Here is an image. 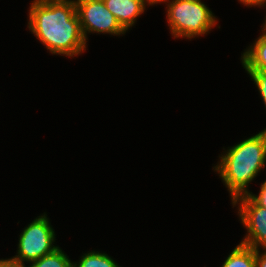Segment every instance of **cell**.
Here are the masks:
<instances>
[{
	"instance_id": "obj_1",
	"label": "cell",
	"mask_w": 266,
	"mask_h": 267,
	"mask_svg": "<svg viewBox=\"0 0 266 267\" xmlns=\"http://www.w3.org/2000/svg\"><path fill=\"white\" fill-rule=\"evenodd\" d=\"M28 28L52 54L73 57L86 51L74 0H33Z\"/></svg>"
},
{
	"instance_id": "obj_2",
	"label": "cell",
	"mask_w": 266,
	"mask_h": 267,
	"mask_svg": "<svg viewBox=\"0 0 266 267\" xmlns=\"http://www.w3.org/2000/svg\"><path fill=\"white\" fill-rule=\"evenodd\" d=\"M213 167L231 195V200L249 194L248 185L265 168L266 131L228 147Z\"/></svg>"
},
{
	"instance_id": "obj_3",
	"label": "cell",
	"mask_w": 266,
	"mask_h": 267,
	"mask_svg": "<svg viewBox=\"0 0 266 267\" xmlns=\"http://www.w3.org/2000/svg\"><path fill=\"white\" fill-rule=\"evenodd\" d=\"M164 3H167L168 26L175 38L192 39L207 34L216 26L215 15L201 0H167Z\"/></svg>"
},
{
	"instance_id": "obj_4",
	"label": "cell",
	"mask_w": 266,
	"mask_h": 267,
	"mask_svg": "<svg viewBox=\"0 0 266 267\" xmlns=\"http://www.w3.org/2000/svg\"><path fill=\"white\" fill-rule=\"evenodd\" d=\"M17 254L11 257L20 262L31 263L54 252L55 231L44 213L36 217L19 235Z\"/></svg>"
},
{
	"instance_id": "obj_5",
	"label": "cell",
	"mask_w": 266,
	"mask_h": 267,
	"mask_svg": "<svg viewBox=\"0 0 266 267\" xmlns=\"http://www.w3.org/2000/svg\"><path fill=\"white\" fill-rule=\"evenodd\" d=\"M81 31L86 42L88 33L123 35L125 30L107 9L103 0H74ZM88 32V33H87Z\"/></svg>"
},
{
	"instance_id": "obj_6",
	"label": "cell",
	"mask_w": 266,
	"mask_h": 267,
	"mask_svg": "<svg viewBox=\"0 0 266 267\" xmlns=\"http://www.w3.org/2000/svg\"><path fill=\"white\" fill-rule=\"evenodd\" d=\"M231 202L233 207L238 205L240 222L247 230L240 243L254 249H266V208L258 205L248 194Z\"/></svg>"
},
{
	"instance_id": "obj_7",
	"label": "cell",
	"mask_w": 266,
	"mask_h": 267,
	"mask_svg": "<svg viewBox=\"0 0 266 267\" xmlns=\"http://www.w3.org/2000/svg\"><path fill=\"white\" fill-rule=\"evenodd\" d=\"M103 2L126 32L134 26L137 17L142 15L147 7L144 0H103Z\"/></svg>"
},
{
	"instance_id": "obj_8",
	"label": "cell",
	"mask_w": 266,
	"mask_h": 267,
	"mask_svg": "<svg viewBox=\"0 0 266 267\" xmlns=\"http://www.w3.org/2000/svg\"><path fill=\"white\" fill-rule=\"evenodd\" d=\"M241 55V63L245 70L266 72V35L262 32Z\"/></svg>"
},
{
	"instance_id": "obj_9",
	"label": "cell",
	"mask_w": 266,
	"mask_h": 267,
	"mask_svg": "<svg viewBox=\"0 0 266 267\" xmlns=\"http://www.w3.org/2000/svg\"><path fill=\"white\" fill-rule=\"evenodd\" d=\"M221 267H256L255 249L239 243L228 255Z\"/></svg>"
},
{
	"instance_id": "obj_10",
	"label": "cell",
	"mask_w": 266,
	"mask_h": 267,
	"mask_svg": "<svg viewBox=\"0 0 266 267\" xmlns=\"http://www.w3.org/2000/svg\"><path fill=\"white\" fill-rule=\"evenodd\" d=\"M79 262H73V267H121L108 254L89 251L83 254Z\"/></svg>"
},
{
	"instance_id": "obj_11",
	"label": "cell",
	"mask_w": 266,
	"mask_h": 267,
	"mask_svg": "<svg viewBox=\"0 0 266 267\" xmlns=\"http://www.w3.org/2000/svg\"><path fill=\"white\" fill-rule=\"evenodd\" d=\"M31 263L29 267H73V262L60 247L54 252Z\"/></svg>"
},
{
	"instance_id": "obj_12",
	"label": "cell",
	"mask_w": 266,
	"mask_h": 267,
	"mask_svg": "<svg viewBox=\"0 0 266 267\" xmlns=\"http://www.w3.org/2000/svg\"><path fill=\"white\" fill-rule=\"evenodd\" d=\"M247 74L251 76L252 81L259 90L260 96L266 108V72L259 70H246ZM266 131V128L264 129Z\"/></svg>"
},
{
	"instance_id": "obj_13",
	"label": "cell",
	"mask_w": 266,
	"mask_h": 267,
	"mask_svg": "<svg viewBox=\"0 0 266 267\" xmlns=\"http://www.w3.org/2000/svg\"><path fill=\"white\" fill-rule=\"evenodd\" d=\"M258 205L266 208V180L260 185L258 195L249 192L248 194Z\"/></svg>"
},
{
	"instance_id": "obj_14",
	"label": "cell",
	"mask_w": 266,
	"mask_h": 267,
	"mask_svg": "<svg viewBox=\"0 0 266 267\" xmlns=\"http://www.w3.org/2000/svg\"><path fill=\"white\" fill-rule=\"evenodd\" d=\"M255 263L256 267H266V249H263V253L255 249Z\"/></svg>"
},
{
	"instance_id": "obj_15",
	"label": "cell",
	"mask_w": 266,
	"mask_h": 267,
	"mask_svg": "<svg viewBox=\"0 0 266 267\" xmlns=\"http://www.w3.org/2000/svg\"><path fill=\"white\" fill-rule=\"evenodd\" d=\"M0 267H26V266L24 262L8 258V259H0Z\"/></svg>"
},
{
	"instance_id": "obj_16",
	"label": "cell",
	"mask_w": 266,
	"mask_h": 267,
	"mask_svg": "<svg viewBox=\"0 0 266 267\" xmlns=\"http://www.w3.org/2000/svg\"><path fill=\"white\" fill-rule=\"evenodd\" d=\"M242 4L248 7L259 6L264 0H238Z\"/></svg>"
},
{
	"instance_id": "obj_17",
	"label": "cell",
	"mask_w": 266,
	"mask_h": 267,
	"mask_svg": "<svg viewBox=\"0 0 266 267\" xmlns=\"http://www.w3.org/2000/svg\"><path fill=\"white\" fill-rule=\"evenodd\" d=\"M146 3H148V5L150 6H152V5H154V4H158V3H160V2H165V1H167V0H144Z\"/></svg>"
},
{
	"instance_id": "obj_18",
	"label": "cell",
	"mask_w": 266,
	"mask_h": 267,
	"mask_svg": "<svg viewBox=\"0 0 266 267\" xmlns=\"http://www.w3.org/2000/svg\"><path fill=\"white\" fill-rule=\"evenodd\" d=\"M266 5V0H264L258 7H263V6H265ZM265 23H263V28H266V19H265V21H264Z\"/></svg>"
},
{
	"instance_id": "obj_19",
	"label": "cell",
	"mask_w": 266,
	"mask_h": 267,
	"mask_svg": "<svg viewBox=\"0 0 266 267\" xmlns=\"http://www.w3.org/2000/svg\"><path fill=\"white\" fill-rule=\"evenodd\" d=\"M262 32L266 35V28H262Z\"/></svg>"
}]
</instances>
